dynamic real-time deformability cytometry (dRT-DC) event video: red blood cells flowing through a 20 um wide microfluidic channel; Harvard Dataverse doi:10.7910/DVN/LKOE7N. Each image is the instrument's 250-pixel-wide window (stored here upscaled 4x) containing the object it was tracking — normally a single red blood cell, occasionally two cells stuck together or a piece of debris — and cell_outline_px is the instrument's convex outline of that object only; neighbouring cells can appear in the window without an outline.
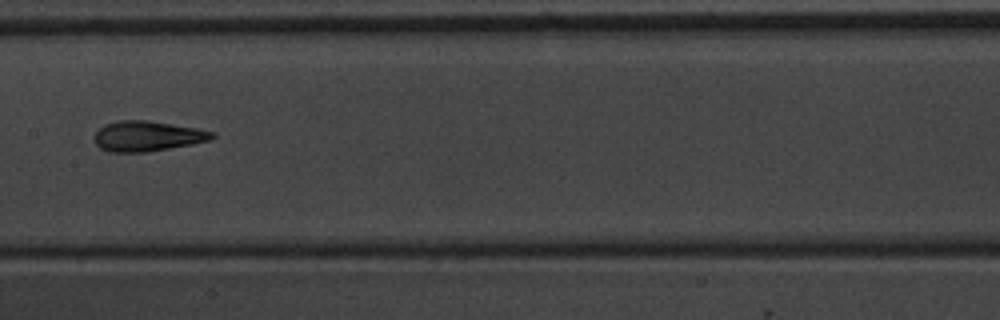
{"species": "common noctule bat (a hibernating species)", "species_latin": "Nyctalus noctula", "temperature_condition": "warm", "stored_images_in_passage": 9, "camera_frame_rate_fps": 3000, "um_per_image_px": 0.085, "animal": {"sex": "male", "body_mass_g": 20.1, "forearm_length_mm": 53.5}, "frame": {"image": 1, "passage_image": 6, "time_ms": 5.667, "image_size_px": [1000, 320], "cell_outline_px": [[216, 136], [212, 140], [192, 144], [144, 152], [108, 152], [100, 148], [96, 144], [92, 136], [104, 124], [116, 120], [148, 120], [196, 128], [216, 132]], "centroid_in_image_um": [12.51, 11.56], "position_along_channel_um": 194.9, "area_um2": 20.92}}
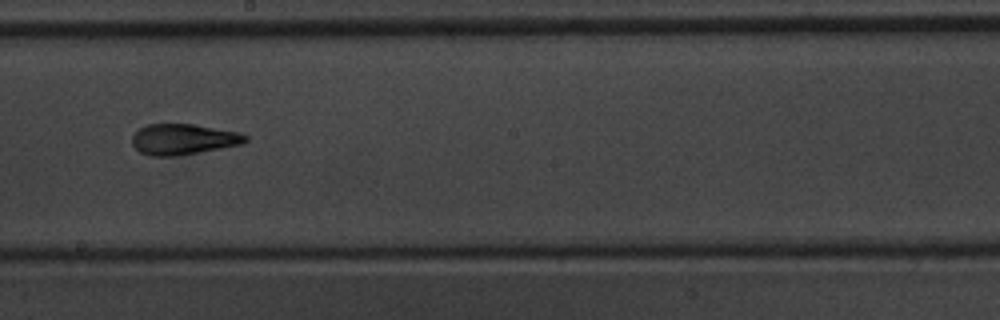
{"frame": {"image": 2, "passage_image": 7, "time_ms": 6.667, "image_size_px": [1000, 320], "cell_outline_px": [[248, 140], [244, 144], [176, 156], [152, 156], [140, 152], [132, 144], [132, 136], [140, 128], [148, 124], [192, 124], [240, 132], [248, 136]], "centroid_in_image_um": [15.61, 11.84], "position_along_channel_um": 232.6, "area_um2": 20.29}}
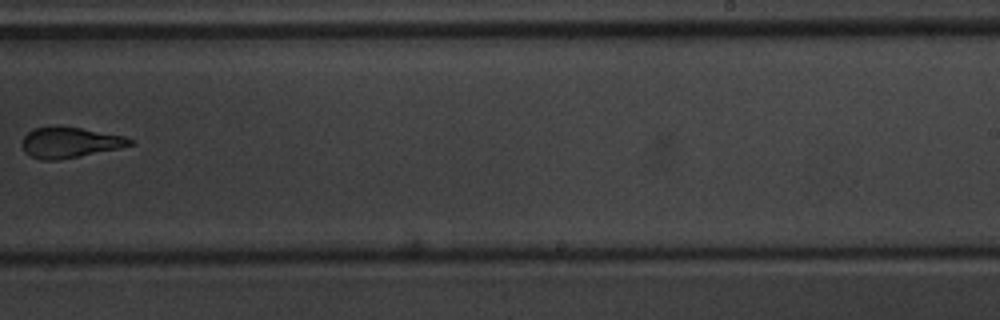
{"frame": {"image": 3, "passage_image": 8, "time_ms": 8.0, "image_size_px": [1000, 320], "cell_outline_px": [[136, 140], [132, 144], [120, 148], [56, 160], [40, 160], [24, 152], [20, 144], [24, 136], [28, 132], [36, 128], [56, 124], [60, 124], [124, 136]], "centroid_in_image_um": [5.9, 12.08], "position_along_channel_um": 283.1, "area_um2": 19.48}}